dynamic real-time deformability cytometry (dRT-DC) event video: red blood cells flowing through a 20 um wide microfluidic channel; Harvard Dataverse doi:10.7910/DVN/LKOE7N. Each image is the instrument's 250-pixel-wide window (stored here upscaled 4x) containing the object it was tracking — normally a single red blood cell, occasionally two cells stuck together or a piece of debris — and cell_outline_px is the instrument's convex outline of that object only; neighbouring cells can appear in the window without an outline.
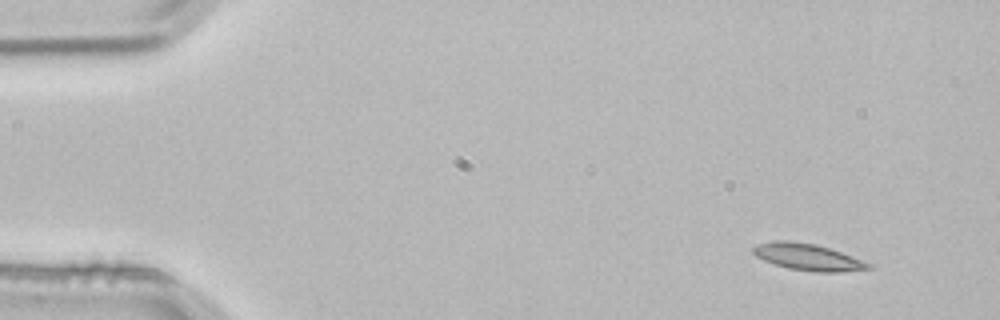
{"species": "common noctule bat (a hibernating species)", "species_latin": "Nyctalus noctula", "temperature_condition": "room temperature", "stored_images_in_passage": 3, "camera_frame_rate_fps": 3000, "um_per_image_px": 0.085, "animal": {"sex": "male", "body_mass_g": 21.5, "forearm_length_mm": 52.0}, "frame": {"image": 1, "passage_image": 1, "time_ms": 0.0, "image_size_px": [1000, 320], "cell_outline_px": [[872, 268], [840, 272], [816, 272], [788, 268], [764, 260], [756, 256], [752, 252], [752, 248], [760, 244], [772, 240], [788, 240], [816, 244], [840, 252], [872, 264]], "centroid_in_image_um": [68.65, 21.84], "position_along_channel_um": 16.4, "area_um2": 17.69}}
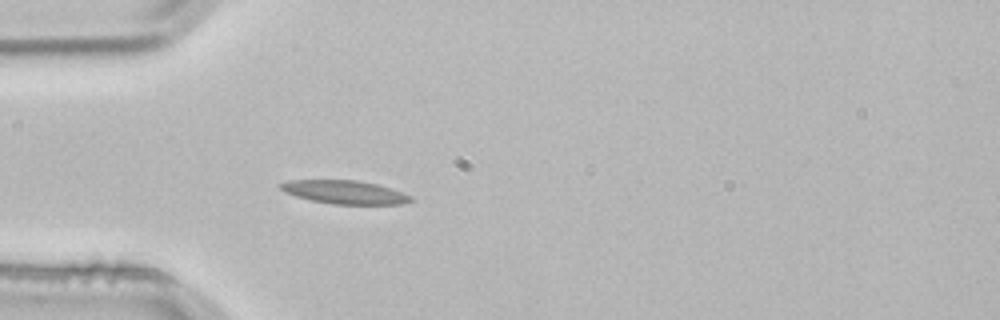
{"frame": {"image": 2, "passage_image": 3, "time_ms": 0.667, "image_size_px": [1000, 320], "cell_outline_px": [[412, 200], [400, 204], [332, 204], [312, 200], [296, 196], [284, 192], [280, 188], [280, 184], [288, 180], [360, 180], [376, 184], [412, 196]], "centroid_in_image_um": [29.26, 16.33], "position_along_channel_um": 55.7, "area_um2": 17.51}}